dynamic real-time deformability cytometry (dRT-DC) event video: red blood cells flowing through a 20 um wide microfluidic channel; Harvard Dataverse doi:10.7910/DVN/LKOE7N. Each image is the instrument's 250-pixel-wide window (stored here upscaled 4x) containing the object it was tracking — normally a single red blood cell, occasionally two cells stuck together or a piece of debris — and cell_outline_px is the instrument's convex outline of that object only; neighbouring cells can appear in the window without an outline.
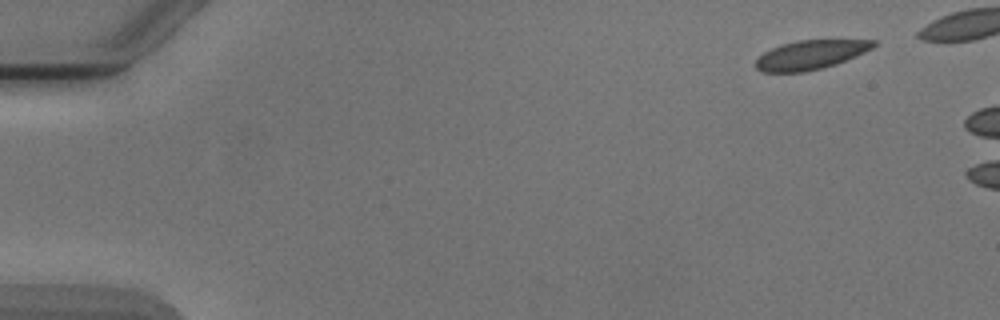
{"species": "Egyptian fruit bat (a non-hibernating species)", "species_latin": "Rousettus aegyptiacus", "temperature_condition": "cold", "stored_images_in_passage": 2, "camera_frame_rate_fps": 3000, "um_per_image_px": 0.085, "animal": {"sex": "male"}, "frame": {"image": 1, "passage_image": 2, "time_ms": 2.0, "image_size_px": [1000, 320], "cell_outline_px": [[876, 44], [872, 48], [856, 56], [836, 64], [804, 72], [760, 72], [756, 68], [756, 60], [764, 52], [772, 48], [796, 40], [876, 40]], "centroid_in_image_um": [68.89, 4.66], "position_along_channel_um": 16.1, "area_um2": 19.77}}